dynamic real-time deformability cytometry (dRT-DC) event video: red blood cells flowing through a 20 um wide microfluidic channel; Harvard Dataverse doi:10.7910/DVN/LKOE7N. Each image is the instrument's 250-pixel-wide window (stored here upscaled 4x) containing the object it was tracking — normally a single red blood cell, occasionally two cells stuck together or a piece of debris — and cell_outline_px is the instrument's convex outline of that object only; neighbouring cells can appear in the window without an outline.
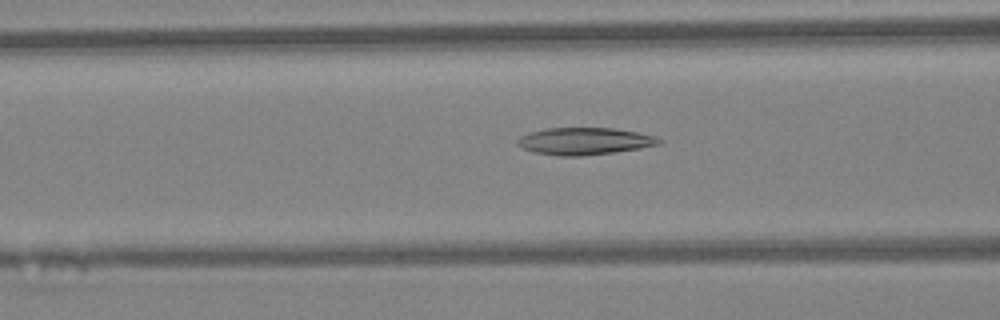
{"species": "Egyptian fruit bat (a non-hibernating species)", "species_latin": "Rousettus aegyptiacus", "temperature_condition": "warm", "stored_images_in_passage": 27, "camera_frame_rate_fps": 3000, "um_per_image_px": 0.085, "animal": {"sex": "female"}, "frame": {"image": 1, "passage_image": 8, "time_ms": 2.333, "image_size_px": [1000, 320], "cell_outline_px": [[664, 140], [660, 144], [640, 148], [612, 152], [580, 156], [560, 156], [536, 152], [520, 148], [516, 144], [516, 140], [520, 136], [528, 132], [544, 128], [612, 128], [636, 132], [656, 136]], "centroid_in_image_um": [49.64, 11.99], "position_along_channel_um": 117.0, "area_um2": 22.43}}
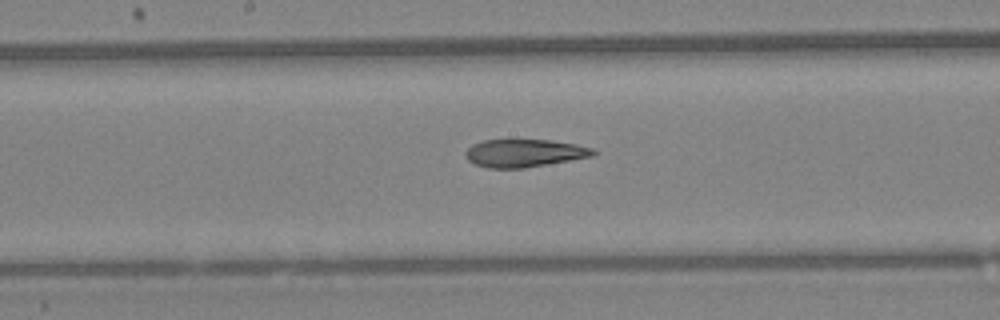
{"frame": {"image": 2, "passage_image": 14, "time_ms": 4.333, "image_size_px": [1000, 320], "cell_outline_px": [[596, 152], [592, 156], [524, 168], [488, 168], [476, 164], [468, 160], [464, 156], [464, 152], [472, 144], [484, 140], [552, 140], [576, 144], [592, 148]], "centroid_in_image_um": [44.53, 13.01], "position_along_channel_um": 203.7, "area_um2": 20.58}}
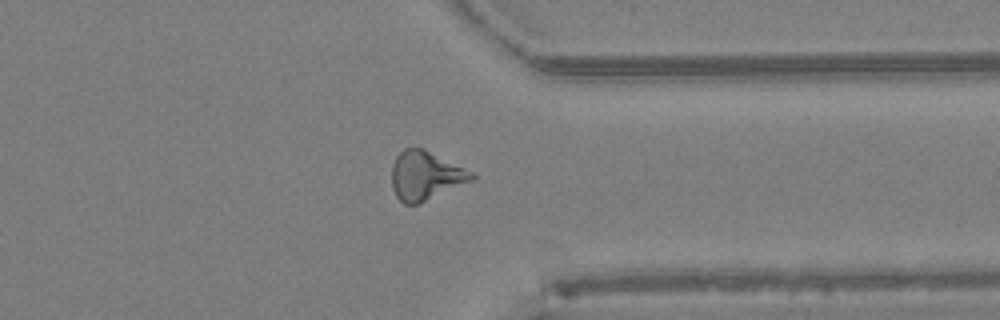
{"frame": {"image": 3, "passage_image": 26, "time_ms": 8.333, "image_size_px": [1000, 320], "cell_outline_px": [[476, 176], [472, 180], [420, 204], [404, 204], [396, 196], [392, 188], [392, 164], [396, 156], [404, 148], [424, 148], [472, 172]], "centroid_in_image_um": [36.14, 14.93], "position_along_channel_um": 375.3, "area_um2": 22.66}}